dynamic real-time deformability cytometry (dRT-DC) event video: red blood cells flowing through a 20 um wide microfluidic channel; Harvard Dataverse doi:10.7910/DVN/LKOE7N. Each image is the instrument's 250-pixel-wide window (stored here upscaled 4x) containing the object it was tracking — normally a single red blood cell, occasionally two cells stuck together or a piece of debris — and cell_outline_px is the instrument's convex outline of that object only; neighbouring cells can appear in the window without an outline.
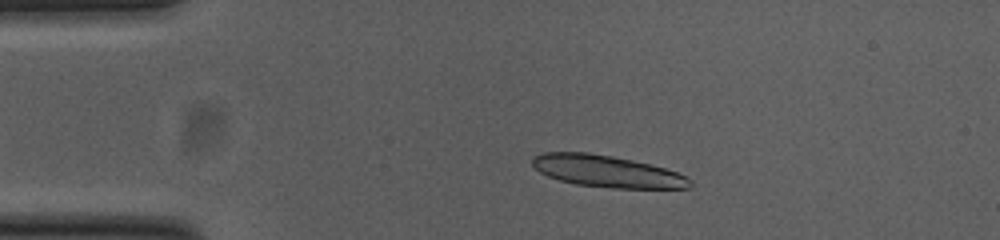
{"species": "common noctule bat (a hibernating species)", "species_latin": "Nyctalus noctula", "temperature_condition": "cold", "stored_images_in_passage": 50, "camera_frame_rate_fps": 3000, "um_per_image_px": 0.085, "animal": {"sex": "female", "body_mass_g": 23.0, "forearm_length_mm": 53.4}, "frame": {"image": 1, "passage_image": 8, "time_ms": 2.333, "image_size_px": [1000, 240], "cell_outline_px": [[692, 188], [612, 188], [576, 184], [560, 180], [548, 176], [540, 172], [532, 164], [532, 156], [544, 152], [588, 152], [612, 156], [632, 160], [664, 168], [676, 172], [692, 180]], "centroid_in_image_um": [51.57, 14.56], "position_along_channel_um": 33.4, "area_um2": 29.07}, "authors_computed_cell_mechanics": {"area_um2": 17.6579, "velocity_mm_per_s": 3.7832, "shape_relaxation_time_tau1_ms": null, "shape_relaxation_time_tau2_ms": 2.436, "deformation_change_tau1": null, "deformation_change_tau2": 0.0757}}